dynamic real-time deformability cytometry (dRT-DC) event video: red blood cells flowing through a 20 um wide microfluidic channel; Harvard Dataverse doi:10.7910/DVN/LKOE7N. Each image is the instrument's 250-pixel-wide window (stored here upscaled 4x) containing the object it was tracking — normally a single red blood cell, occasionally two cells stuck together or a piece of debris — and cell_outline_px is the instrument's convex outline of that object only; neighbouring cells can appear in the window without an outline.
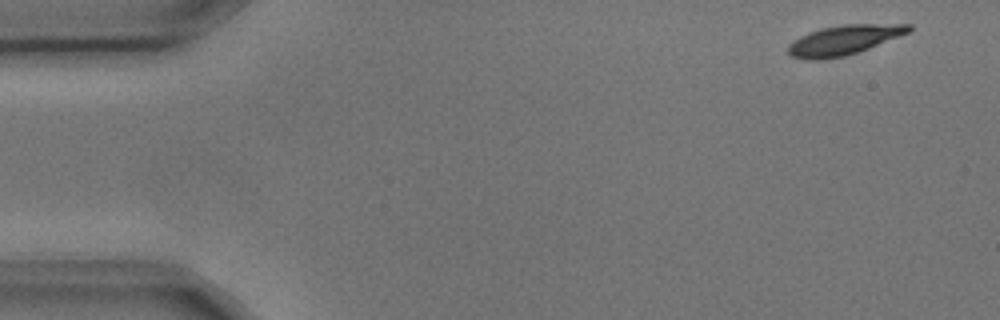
{"species": "common noctule bat (a hibernating species)", "species_latin": "Nyctalus noctula", "temperature_condition": "cold", "stored_images_in_passage": 5, "camera_frame_rate_fps": 3000, "um_per_image_px": 0.085, "animal": {"sex": "male", "body_mass_g": 17.9, "forearm_length_mm": 54.2}, "frame": {"image": 1, "passage_image": 1, "time_ms": 0.0, "image_size_px": [1000, 320], "cell_outline_px": [[912, 28], [908, 32], [868, 48], [844, 56], [820, 60], [804, 60], [792, 56], [788, 52], [788, 44], [800, 36], [808, 32], [820, 28], [844, 24], [912, 24]], "centroid_in_image_um": [71.67, 3.4], "position_along_channel_um": 13.3, "area_um2": 20.69}}
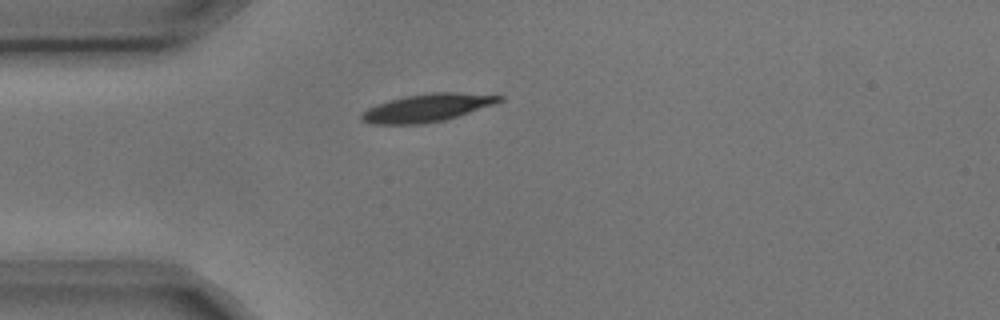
{"frame": {"image": 2, "passage_image": 4, "time_ms": 1.0, "image_size_px": [1000, 320], "cell_outline_px": [[504, 100], [444, 120], [424, 124], [372, 124], [360, 120], [360, 112], [376, 104], [404, 96], [432, 92], [456, 92], [504, 96]], "centroid_in_image_um": [36.23, 9.16], "position_along_channel_um": 48.8, "area_um2": 22.2}}